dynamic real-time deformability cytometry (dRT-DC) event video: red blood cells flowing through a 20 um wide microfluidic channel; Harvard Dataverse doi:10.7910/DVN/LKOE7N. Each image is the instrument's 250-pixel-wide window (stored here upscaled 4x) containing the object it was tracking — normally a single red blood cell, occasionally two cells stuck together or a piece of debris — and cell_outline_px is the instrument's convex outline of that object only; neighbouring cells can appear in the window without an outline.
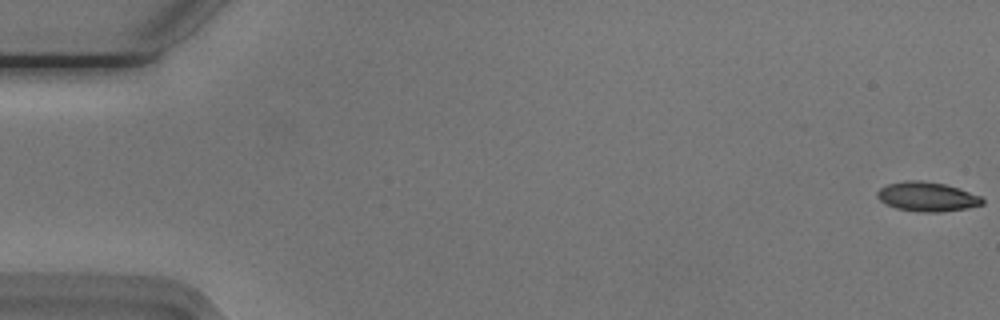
{"species": "Egyptian fruit bat (a non-hibernating species)", "species_latin": "Rousettus aegyptiacus", "temperature_condition": "cold", "stored_images_in_passage": 55, "camera_frame_rate_fps": 3000, "um_per_image_px": 0.085, "animal": {"sex": "male"}, "frame": {"image": 1, "passage_image": 1, "time_ms": 0.0, "image_size_px": [1000, 320], "cell_outline_px": [[984, 204], [968, 208], [940, 212], [920, 212], [896, 208], [884, 204], [876, 196], [876, 192], [880, 188], [888, 184], [904, 180], [920, 180], [944, 184], [960, 188], [980, 196], [984, 200]], "centroid_in_image_um": [78.79, 16.72], "position_along_channel_um": 6.2, "area_um2": 18.15}}
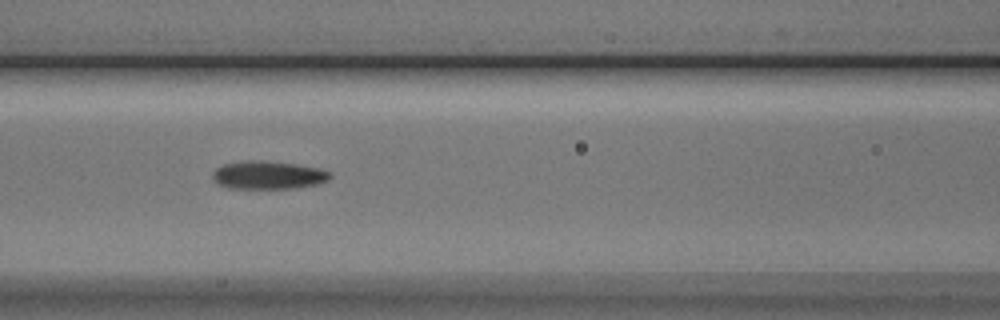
{"frame": {"image": 2, "passage_image": 24, "time_ms": 7.667, "image_size_px": [1000, 320], "cell_outline_px": [[332, 176], [328, 180], [316, 184], [296, 188], [228, 188], [216, 184], [212, 180], [212, 172], [216, 168], [224, 164], [248, 160], [260, 160], [296, 164], [320, 168], [332, 172]], "centroid_in_image_um": [22.78, 14.88], "position_along_channel_um": 143.8, "area_um2": 19.42}}
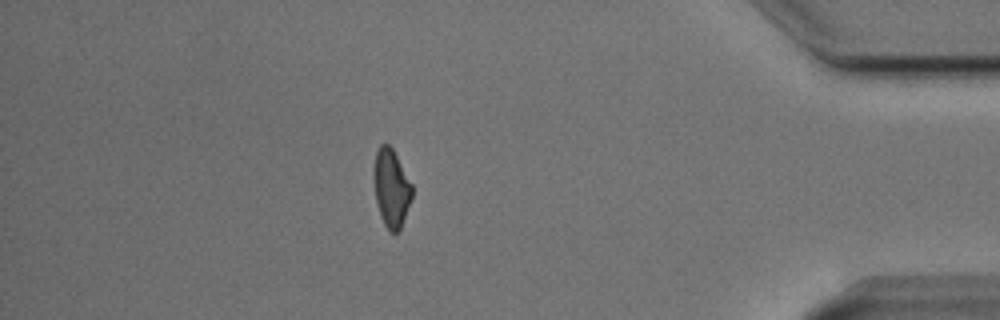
{"frame": {"image": 3, "passage_image": 48, "time_ms": 15.667, "image_size_px": [1000, 320], "cell_outline_px": [[412, 196], [400, 228], [396, 232], [392, 232], [384, 224], [380, 216], [376, 200], [372, 176], [372, 168], [376, 152], [380, 144], [388, 144], [392, 148], [412, 184]], "centroid_in_image_um": [33.22, 15.94], "position_along_channel_um": 402.0, "area_um2": 17.28}, "authors_computed_cell_mechanics": {"area_um2": 18.4382, "velocity_mm_per_s": 3.7623, "shape_relaxation_time_tau1_ms": 4.5301, "shape_relaxation_time_tau2_ms": 3.4016, "deformation_change_tau1": 0.1541, "deformation_change_tau2": 0.1212}}